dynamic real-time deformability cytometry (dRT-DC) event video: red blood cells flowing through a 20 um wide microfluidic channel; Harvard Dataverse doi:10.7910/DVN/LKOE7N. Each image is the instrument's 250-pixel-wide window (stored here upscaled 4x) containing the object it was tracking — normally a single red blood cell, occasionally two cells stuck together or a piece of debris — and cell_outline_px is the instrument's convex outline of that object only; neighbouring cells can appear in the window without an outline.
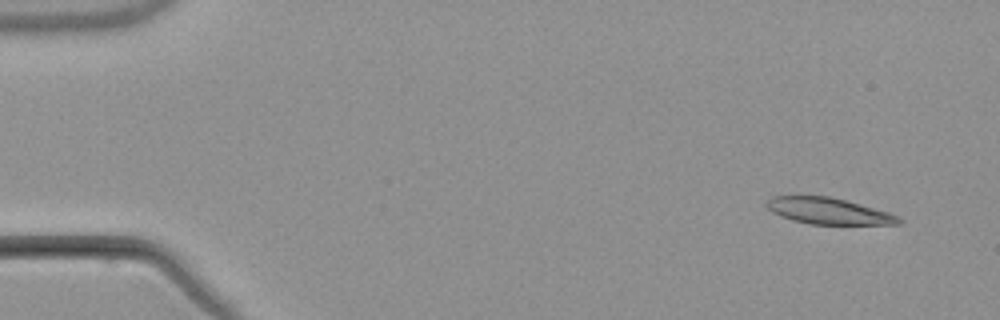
{"species": "common noctule bat (a hibernating species)", "species_latin": "Nyctalus noctula", "temperature_condition": "warm", "stored_images_in_passage": 5, "camera_frame_rate_fps": 3000, "um_per_image_px": 0.085, "animal": {"sex": "male", "body_mass_g": 21.5, "forearm_length_mm": 52.0}, "frame": {"image": 1, "passage_image": 1, "time_ms": 0.0, "image_size_px": [1000, 320], "cell_outline_px": [[904, 220], [900, 224], [812, 224], [792, 220], [780, 216], [772, 212], [764, 204], [772, 196], [828, 196], [860, 204], [888, 212]], "centroid_in_image_um": [70.39, 17.94], "position_along_channel_um": 14.6, "area_um2": 20.06}}
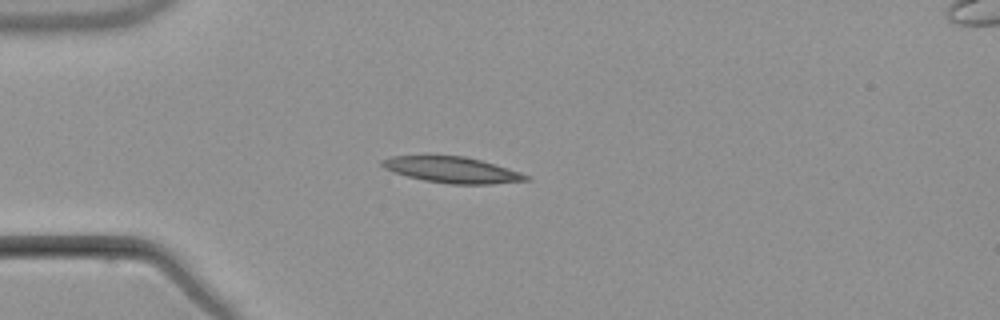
{"frame": {"image": 2, "passage_image": 4, "time_ms": 3.667, "image_size_px": [1000, 320], "cell_outline_px": [[532, 180], [492, 184], [448, 184], [424, 180], [392, 172], [384, 168], [380, 164], [380, 160], [392, 156], [424, 152], [464, 156], [480, 160], [508, 168], [532, 176]], "centroid_in_image_um": [38.36, 14.39], "position_along_channel_um": 46.6, "area_um2": 22.89}}
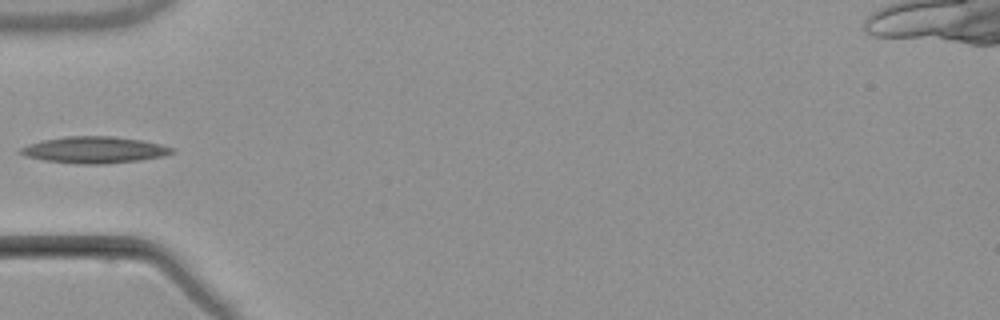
{"frame": {"image": 3, "passage_image": 5, "time_ms": 5.0, "image_size_px": [1000, 320], "cell_outline_px": [[176, 152], [164, 156], [140, 160], [104, 164], [76, 164], [44, 160], [24, 156], [16, 152], [20, 148], [28, 144], [44, 140], [64, 136], [112, 136], [140, 140], [160, 144], [176, 148]], "centroid_in_image_um": [8.02, 12.74], "position_along_channel_um": 77.0, "area_um2": 23.64}}